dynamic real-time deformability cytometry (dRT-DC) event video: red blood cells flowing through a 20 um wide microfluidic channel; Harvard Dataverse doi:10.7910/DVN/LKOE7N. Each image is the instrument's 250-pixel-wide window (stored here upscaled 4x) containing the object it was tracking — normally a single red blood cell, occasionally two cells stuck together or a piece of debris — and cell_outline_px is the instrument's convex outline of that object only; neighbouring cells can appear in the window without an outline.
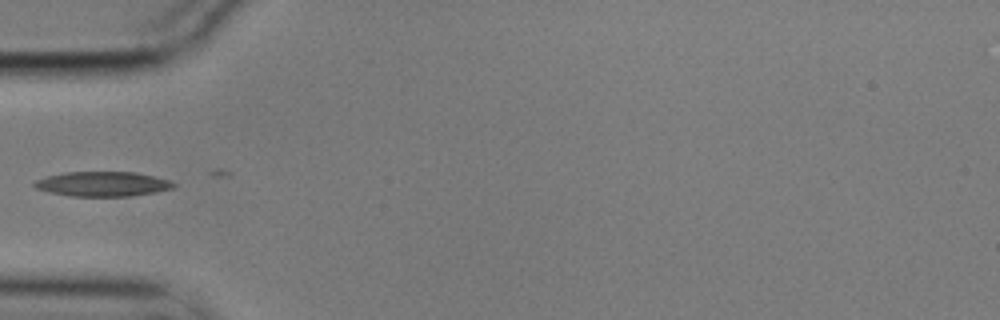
{"species": "common noctule bat (a hibernating species)", "species_latin": "Nyctalus noctula", "temperature_condition": "cold", "stored_images_in_passage": 35, "camera_frame_rate_fps": 3000, "um_per_image_px": 0.085, "animal": {"sex": "male", "body_mass_g": 17.9}, "frame": {"image": 1, "passage_image": 1, "time_ms": 0.0, "image_size_px": [1000, 320], "cell_outline_px": [[176, 188], [156, 192], [132, 196], [72, 196], [48, 192], [36, 188], [32, 184], [36, 180], [48, 176], [64, 172], [136, 172], [168, 180], [176, 184]], "centroid_in_image_um": [8.74, 15.64], "position_along_channel_um": 76.3, "area_um2": 20.06}}
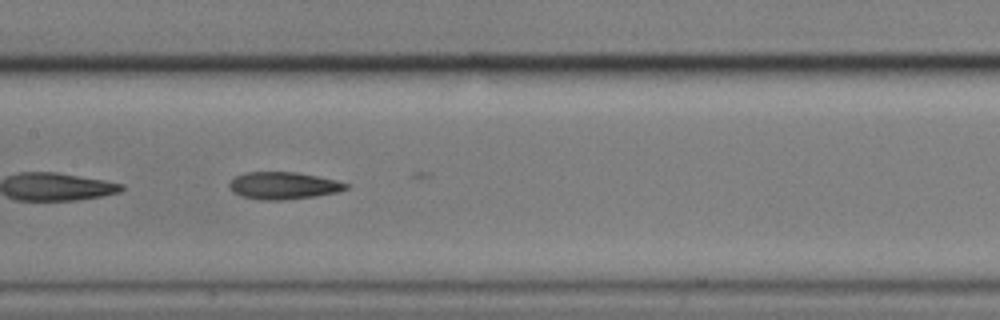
{"frame": {"image": 2, "passage_image": 10, "time_ms": 3.0, "image_size_px": [1000, 320], "cell_outline_px": [[348, 188], [336, 192], [316, 196], [284, 200], [260, 200], [240, 196], [232, 192], [228, 188], [228, 184], [236, 176], [248, 172], [296, 172], [336, 180], [348, 184]], "centroid_in_image_um": [24.04, 15.78], "position_along_channel_um": 183.4, "area_um2": 18.5}}
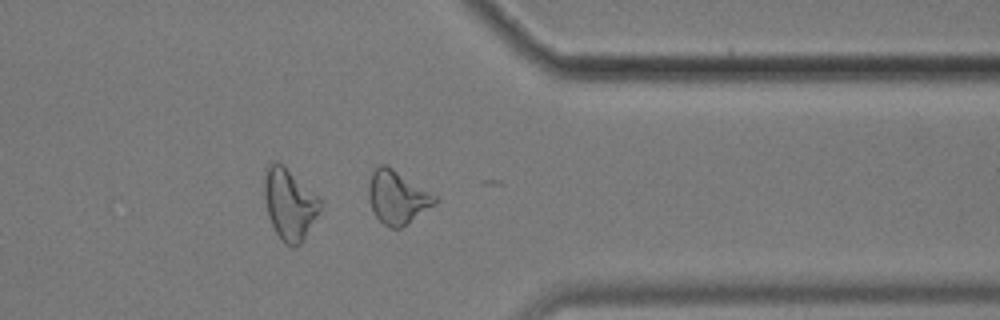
{"frame": {"image": 3, "passage_image": 27, "time_ms": 8.667, "image_size_px": [1000, 320], "cell_outline_px": [[440, 200], [436, 204], [400, 228], [392, 228], [384, 224], [376, 216], [372, 208], [368, 196], [368, 180], [372, 172], [380, 164], [384, 164], [392, 168], [436, 196]], "centroid_in_image_um": [33.76, 16.76], "position_along_channel_um": 377.6, "area_um2": 20.23}}